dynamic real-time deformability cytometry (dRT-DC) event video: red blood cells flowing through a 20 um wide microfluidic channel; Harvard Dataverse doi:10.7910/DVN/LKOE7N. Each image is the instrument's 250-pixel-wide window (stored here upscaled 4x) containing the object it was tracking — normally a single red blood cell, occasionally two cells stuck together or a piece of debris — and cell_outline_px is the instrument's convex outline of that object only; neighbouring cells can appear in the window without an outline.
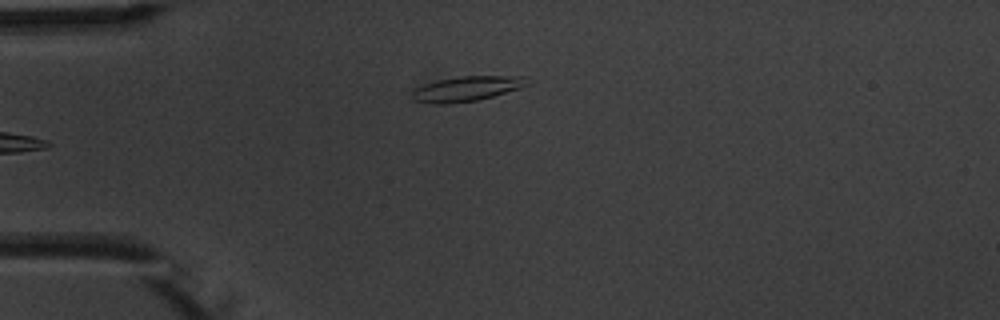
{"species": "common noctule bat (a hibernating species)", "species_latin": "Nyctalus noctula", "temperature_condition": "warm", "stored_images_in_passage": 5, "camera_frame_rate_fps": 3000, "um_per_image_px": 0.085, "animal": {"sex": "male", "body_mass_g": 20.1, "forearm_length_mm": 53.5}, "frame": {"image": 1, "passage_image": 5, "time_ms": 4.333, "image_size_px": [1000, 320], "cell_outline_px": [[528, 84], [520, 88], [492, 96], [476, 100], [452, 104], [432, 104], [412, 100], [408, 96], [412, 88], [436, 80], [460, 76], [524, 76]], "centroid_in_image_um": [39.53, 7.55], "position_along_channel_um": 45.5, "area_um2": 16.99}}